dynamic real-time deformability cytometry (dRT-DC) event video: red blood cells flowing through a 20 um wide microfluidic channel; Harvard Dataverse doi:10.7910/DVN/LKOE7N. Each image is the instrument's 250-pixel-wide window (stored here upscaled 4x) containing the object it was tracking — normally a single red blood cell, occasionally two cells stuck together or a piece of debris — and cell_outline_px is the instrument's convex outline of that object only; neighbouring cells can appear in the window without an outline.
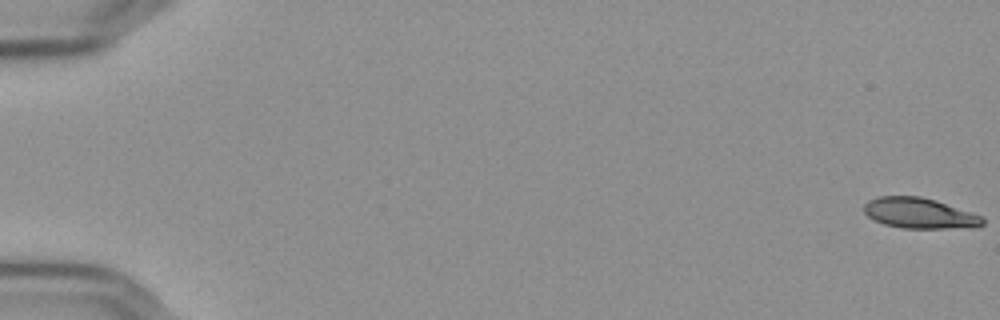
{"species": "Egyptian fruit bat (a non-hibernating species)", "species_latin": "Rousettus aegyptiacus", "temperature_condition": "cold", "stored_images_in_passage": 54, "camera_frame_rate_fps": 3000, "um_per_image_px": 0.085, "frame": {"image": 1, "passage_image": 1, "time_ms": 0.0, "image_size_px": [1000, 320], "cell_outline_px": [[984, 224], [976, 228], [900, 228], [884, 224], [868, 216], [864, 212], [864, 204], [868, 200], [880, 196], [920, 196], [936, 200], [980, 216], [984, 220]], "centroid_in_image_um": [78.15, 18.13], "position_along_channel_um": 6.9, "area_um2": 21.04}}
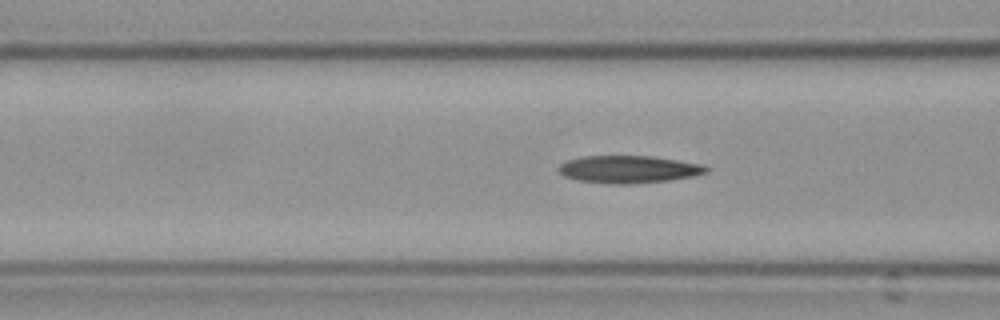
{"frame": {"image": 2, "passage_image": 24, "time_ms": 7.667, "image_size_px": [1000, 320], "cell_outline_px": [[708, 172], [692, 176], [668, 180], [632, 184], [612, 184], [580, 180], [564, 176], [556, 168], [564, 160], [580, 156], [652, 156], [704, 164], [708, 168]], "centroid_in_image_um": [53.41, 14.38], "position_along_channel_um": 113.2, "area_um2": 23.7}}
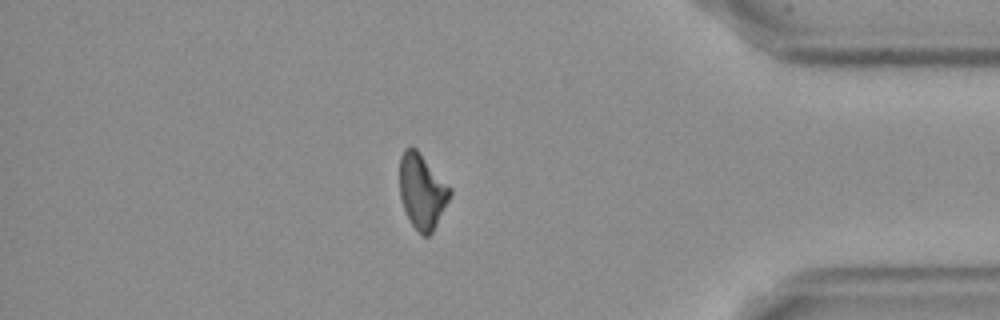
{"frame": {"image": 3, "passage_image": 50, "time_ms": 16.333, "image_size_px": [1000, 320], "cell_outline_px": [[452, 192], [432, 232], [428, 236], [420, 236], [412, 224], [404, 208], [400, 196], [400, 156], [404, 148], [416, 148], [452, 188]], "centroid_in_image_um": [35.87, 16.25], "position_along_channel_um": 399.3, "area_um2": 21.73}}